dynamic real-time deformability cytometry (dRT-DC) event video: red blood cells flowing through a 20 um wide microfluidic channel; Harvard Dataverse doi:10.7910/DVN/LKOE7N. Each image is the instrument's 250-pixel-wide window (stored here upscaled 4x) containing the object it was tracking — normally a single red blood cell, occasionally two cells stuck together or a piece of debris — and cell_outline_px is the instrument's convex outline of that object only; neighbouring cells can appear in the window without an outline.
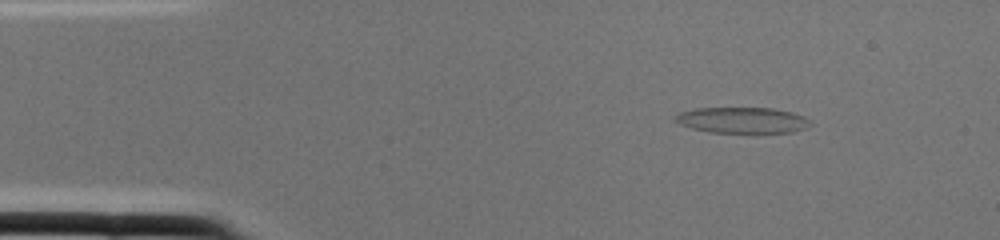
{"species": "common noctule bat (a hibernating species)", "species_latin": "Nyctalus noctula", "temperature_condition": "cold", "stored_images_in_passage": 2, "camera_frame_rate_fps": 3000, "um_per_image_px": 0.085, "animal": {"sex": "female", "body_mass_g": 22.0, "forearm_length_mm": 56.7}, "frame": {"image": 1, "passage_image": 2, "time_ms": 0.333, "image_size_px": [1000, 240], "cell_outline_px": [[812, 124], [804, 128], [792, 132], [712, 132], [692, 128], [680, 124], [672, 120], [672, 116], [680, 112], [696, 108], [772, 108], [792, 112], [804, 116], [812, 120]], "centroid_in_image_um": [63.08, 10.2], "position_along_channel_um": 21.9, "area_um2": 20.4}}